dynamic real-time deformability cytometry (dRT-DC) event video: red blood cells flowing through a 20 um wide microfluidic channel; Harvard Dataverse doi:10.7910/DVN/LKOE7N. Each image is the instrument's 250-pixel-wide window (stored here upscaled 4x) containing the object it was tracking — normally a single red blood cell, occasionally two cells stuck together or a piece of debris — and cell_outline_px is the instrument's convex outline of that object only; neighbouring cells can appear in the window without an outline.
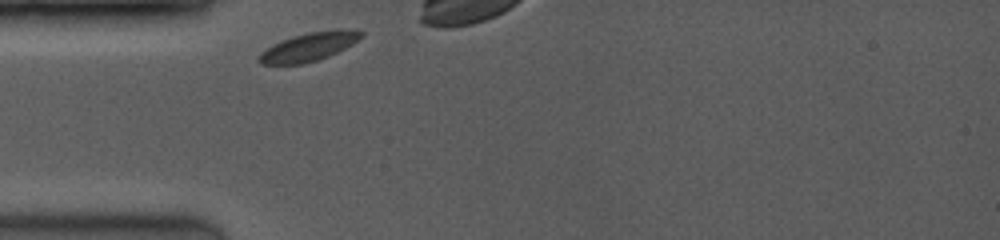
{"species": "common noctule bat (a hibernating species)", "species_latin": "Nyctalus noctula", "temperature_condition": "room temperature", "stored_images_in_passage": 1, "camera_frame_rate_fps": 3500, "um_per_image_px": 0.085, "animal": {"sex": "female", "body_mass_g": 19.0, "forearm_length_mm": 53.3}, "frame": {"image": 1, "passage_image": 1, "time_ms": 0.0, "image_size_px": [1000, 240], "cell_outline_px": [[364, 36], [352, 44], [328, 56], [304, 64], [260, 64], [256, 60], [260, 52], [272, 44], [280, 40], [292, 36], [308, 32], [344, 28], [348, 28], [364, 32]], "centroid_in_image_um": [26.24, 3.96], "position_along_channel_um": 58.8, "area_um2": 17.17}}